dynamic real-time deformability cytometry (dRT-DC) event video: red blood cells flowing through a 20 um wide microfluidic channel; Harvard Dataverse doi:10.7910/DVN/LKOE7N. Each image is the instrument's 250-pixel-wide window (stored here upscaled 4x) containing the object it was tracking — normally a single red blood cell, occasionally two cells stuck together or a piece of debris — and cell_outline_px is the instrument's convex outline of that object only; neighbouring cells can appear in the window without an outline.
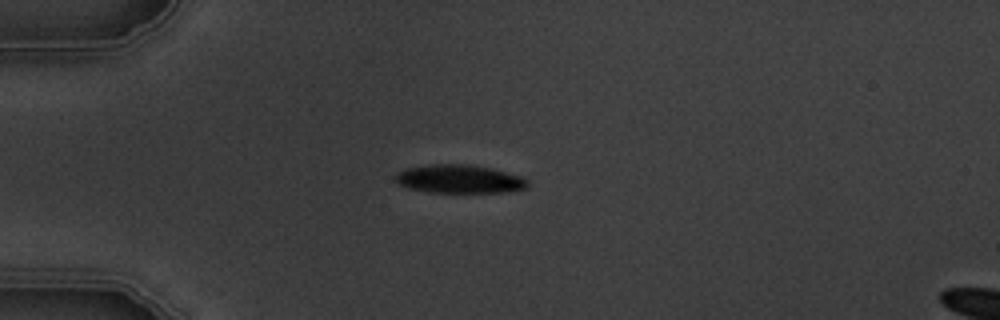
{"species": "common noctule bat (a hibernating species)", "species_latin": "Nyctalus noctula", "temperature_condition": "warm", "stored_images_in_passage": 4, "segment_of_instrument_passage": [1, 2], "camera_frame_rate_fps": 3000, "um_per_image_px": 0.085, "animal": {"sex": "male", "body_mass_g": 19.5, "forearm_length_mm": 54.6}, "frame": {"image": 1, "passage_image": 3, "time_ms": 2.333, "image_size_px": [1000, 320], "cell_outline_px": [[528, 188], [508, 192], [428, 192], [408, 188], [396, 184], [396, 172], [404, 168], [432, 164], [468, 164], [492, 168], [520, 176], [528, 180]], "centroid_in_image_um": [39.03, 15.21], "position_along_channel_um": 46.0, "area_um2": 22.08}}